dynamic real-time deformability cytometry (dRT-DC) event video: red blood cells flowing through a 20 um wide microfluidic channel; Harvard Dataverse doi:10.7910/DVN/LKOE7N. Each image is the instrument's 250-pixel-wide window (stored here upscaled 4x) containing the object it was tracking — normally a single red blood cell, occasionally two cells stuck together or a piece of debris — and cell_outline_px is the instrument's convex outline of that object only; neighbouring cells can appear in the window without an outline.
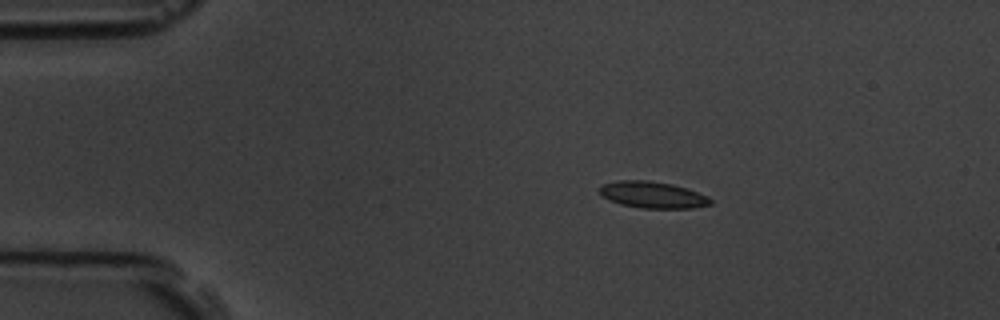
{"species": "common noctule bat (a hibernating species)", "species_latin": "Nyctalus noctula", "temperature_condition": "room temperature", "stored_images_in_passage": 5, "camera_frame_rate_fps": 3000, "um_per_image_px": 0.085, "animal": {"sex": "male", "body_mass_g": 19.5, "forearm_length_mm": 54.6}, "frame": {"image": 1, "passage_image": 2, "time_ms": 1.0, "image_size_px": [1000, 320], "cell_outline_px": [[712, 204], [692, 208], [640, 208], [620, 204], [608, 200], [600, 196], [600, 188], [604, 184], [620, 180], [648, 180], [672, 184], [708, 196], [712, 200]], "centroid_in_image_um": [55.45, 16.57], "position_along_channel_um": 29.5, "area_um2": 17.11}}
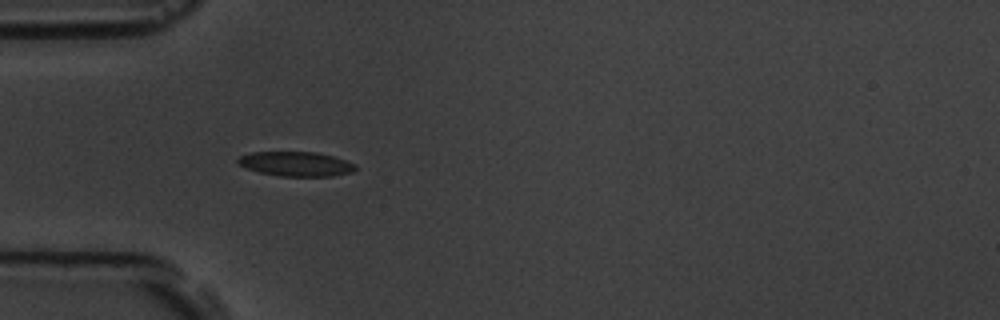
{"frame": {"image": 2, "passage_image": 4, "time_ms": 3.333, "image_size_px": [1000, 320], "cell_outline_px": [[356, 168], [352, 172], [332, 176], [280, 176], [260, 172], [244, 168], [236, 160], [240, 156], [252, 152], [316, 152], [332, 156], [356, 164]], "centroid_in_image_um": [25.15, 13.93], "position_along_channel_um": 59.9, "area_um2": 16.7}}
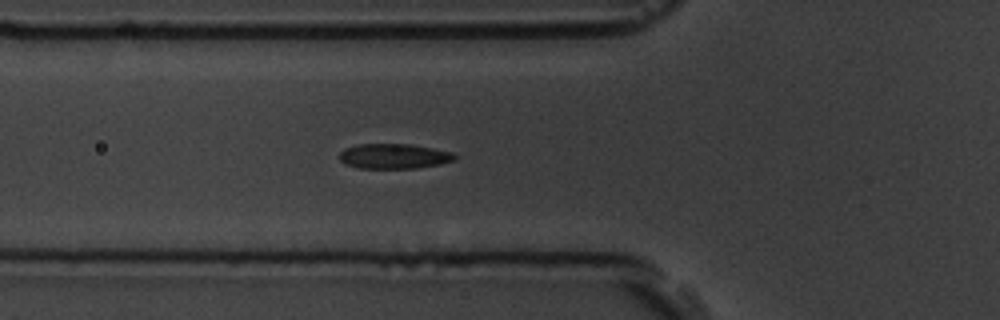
{"frame": {"image": 3, "passage_image": 5, "time_ms": 4.333, "image_size_px": [1000, 320], "cell_outline_px": [[456, 160], [440, 164], [420, 168], [356, 168], [344, 164], [340, 160], [340, 152], [344, 148], [356, 144], [408, 144], [432, 148], [452, 152], [456, 156]], "centroid_in_image_um": [33.46, 13.28], "position_along_channel_um": 92.3, "area_um2": 16.94}}